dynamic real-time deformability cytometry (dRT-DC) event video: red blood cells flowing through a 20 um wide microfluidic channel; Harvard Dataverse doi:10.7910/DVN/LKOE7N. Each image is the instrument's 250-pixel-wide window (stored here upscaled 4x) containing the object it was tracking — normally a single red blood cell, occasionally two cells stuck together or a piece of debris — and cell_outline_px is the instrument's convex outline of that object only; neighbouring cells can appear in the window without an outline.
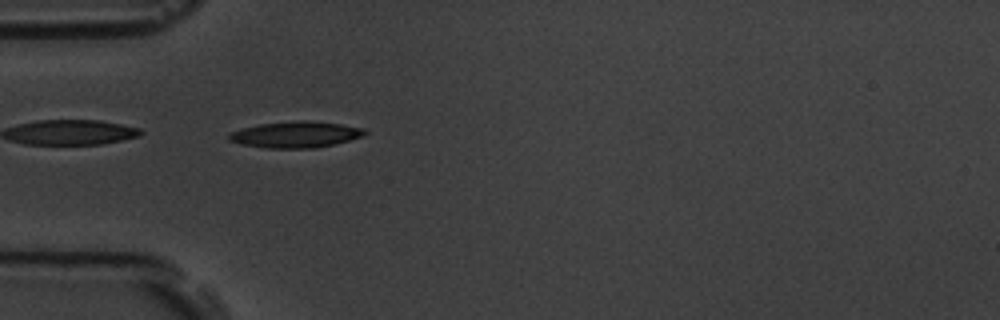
{"species": "common noctule bat (a hibernating species)", "species_latin": "Nyctalus noctula", "temperature_condition": "room temperature", "stored_images_in_passage": 2, "camera_frame_rate_fps": 3000, "um_per_image_px": 0.085, "animal": {"sex": "male", "body_mass_g": 19.5, "forearm_length_mm": 54.6}, "frame": {"image": 1, "passage_image": 1, "time_ms": 0.0, "image_size_px": [1000, 320], "cell_outline_px": [[368, 132], [364, 136], [332, 144], [312, 148], [264, 148], [240, 144], [228, 140], [228, 136], [232, 132], [240, 128], [260, 124], [296, 120], [304, 120], [340, 124], [364, 128]], "centroid_in_image_um": [25.1, 11.43], "position_along_channel_um": 59.9, "area_um2": 20.69}}